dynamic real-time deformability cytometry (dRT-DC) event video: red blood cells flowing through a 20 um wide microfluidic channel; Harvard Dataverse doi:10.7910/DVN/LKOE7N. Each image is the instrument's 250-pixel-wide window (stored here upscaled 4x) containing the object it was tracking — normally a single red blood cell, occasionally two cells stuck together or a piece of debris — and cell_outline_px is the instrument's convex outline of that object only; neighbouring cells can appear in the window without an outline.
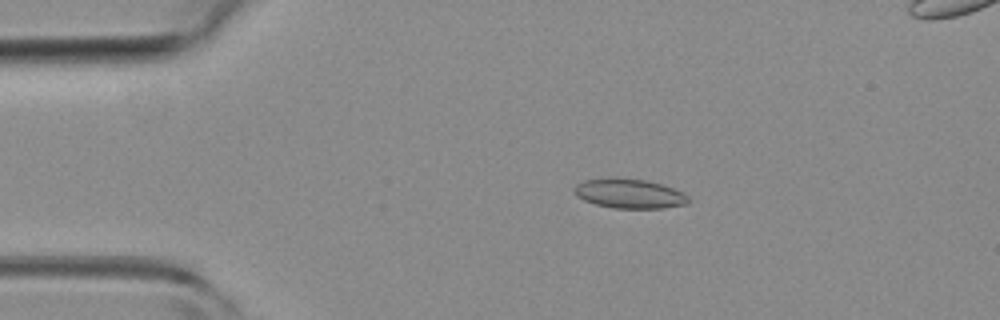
{"species": "common noctule bat (a hibernating species)", "species_latin": "Nyctalus noctula", "temperature_condition": "room temperature", "stored_images_in_passage": 43, "segment_of_instrument_passage": [1, 2], "camera_frame_rate_fps": 3000, "um_per_image_px": 0.085, "animal": {"sex": "female", "body_mass_g": 19.3, "forearm_length_mm": 54.1}, "frame": {"image": 1, "passage_image": 4, "time_ms": 1.0, "image_size_px": [1000, 320], "cell_outline_px": [[692, 200], [688, 204], [664, 208], [612, 208], [596, 204], [584, 200], [576, 196], [572, 188], [576, 184], [584, 180], [616, 176], [644, 180], [660, 184], [672, 188], [688, 196]], "centroid_in_image_um": [53.46, 16.44], "position_along_channel_um": 31.5, "area_um2": 19.88}}
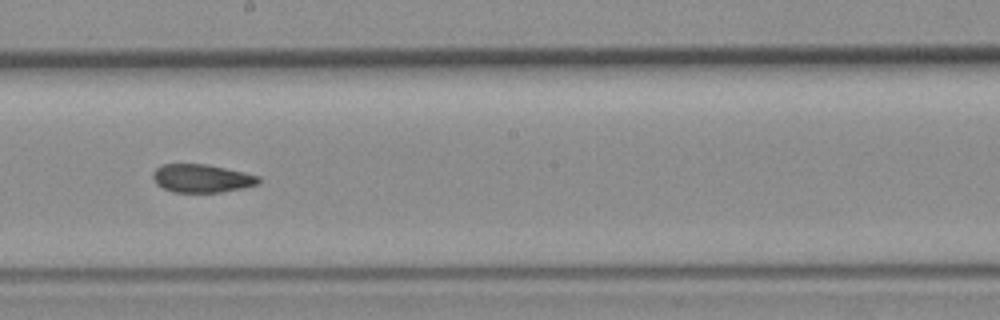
{"frame": {"image": 2, "passage_image": 21, "time_ms": 6.667, "image_size_px": [1000, 320], "cell_outline_px": [[260, 180], [256, 184], [240, 188], [220, 192], [172, 192], [156, 184], [152, 176], [152, 172], [156, 168], [164, 164], [204, 164], [244, 172], [260, 176]], "centroid_in_image_um": [17.11, 15.15], "position_along_channel_um": 231.1, "area_um2": 17.17}}
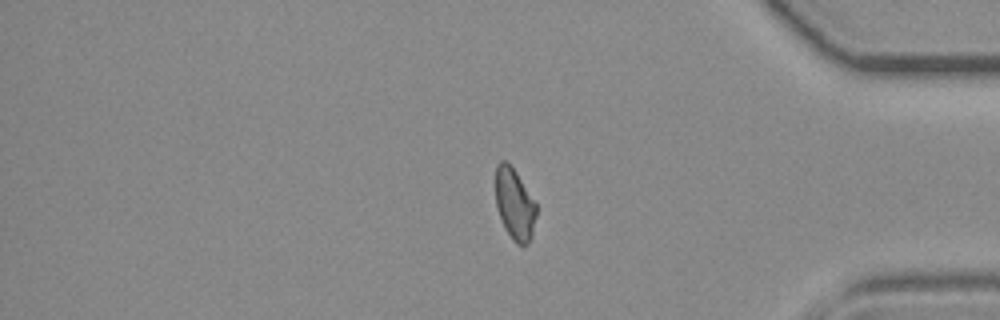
{"frame": {"image": 3, "passage_image": 34, "time_ms": 11.0, "image_size_px": [1000, 320], "cell_outline_px": [[536, 216], [532, 236], [528, 244], [516, 244], [512, 240], [496, 208], [496, 164], [500, 160], [504, 160], [516, 172], [536, 204]], "centroid_in_image_um": [43.74, 17.36], "position_along_channel_um": 391.5, "area_um2": 16.65}}